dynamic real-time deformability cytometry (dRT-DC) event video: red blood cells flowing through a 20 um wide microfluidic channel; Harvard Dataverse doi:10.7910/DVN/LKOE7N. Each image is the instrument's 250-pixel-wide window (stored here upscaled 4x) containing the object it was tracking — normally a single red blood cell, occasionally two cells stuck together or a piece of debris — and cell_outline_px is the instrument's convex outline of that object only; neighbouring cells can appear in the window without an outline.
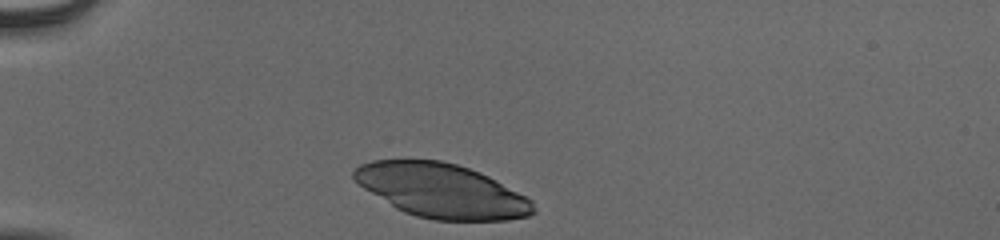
{"species": "human", "species_latin": "Homo sapiens", "temperature_condition": "cold", "stored_images_in_passage": 32, "camera_frame_rate_fps": 3000, "um_per_image_px": 0.085, "donor": {"sex": "male"}, "frame": {"image": 1, "passage_image": 1, "time_ms": 0.0, "image_size_px": [1000, 240], "cell_outline_px": [[536, 212], [528, 216], [508, 220], [432, 220], [416, 216], [404, 212], [396, 208], [364, 188], [352, 176], [352, 172], [360, 164], [372, 160], [440, 160], [456, 164], [480, 172], [496, 180], [532, 200], [536, 208]], "centroid_in_image_um": [37.55, 16.21], "position_along_channel_um": 47.4, "area_um2": 56.24}}